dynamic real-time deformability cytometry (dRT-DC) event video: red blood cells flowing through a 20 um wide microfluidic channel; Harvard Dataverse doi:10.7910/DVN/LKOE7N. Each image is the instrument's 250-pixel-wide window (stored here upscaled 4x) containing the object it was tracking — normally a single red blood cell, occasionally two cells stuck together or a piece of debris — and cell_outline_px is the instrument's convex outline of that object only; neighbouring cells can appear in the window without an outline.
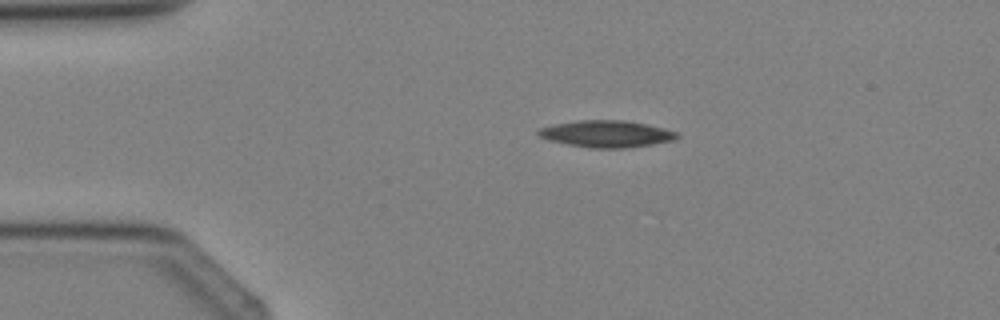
{"species": "Egyptian fruit bat (a non-hibernating species)", "species_latin": "Rousettus aegyptiacus", "temperature_condition": "cold", "stored_images_in_passage": 2, "camera_frame_rate_fps": 3000, "um_per_image_px": 0.085, "animal": {"sex": "female"}, "frame": {"image": 1, "passage_image": 1, "time_ms": 0.0, "image_size_px": [1000, 320], "cell_outline_px": [[680, 136], [672, 140], [652, 144], [624, 148], [592, 148], [568, 144], [548, 140], [540, 136], [536, 132], [540, 128], [556, 124], [580, 120], [624, 120], [648, 124], [664, 128], [676, 132]], "centroid_in_image_um": [51.56, 11.37], "position_along_channel_um": 33.4, "area_um2": 21.44}}